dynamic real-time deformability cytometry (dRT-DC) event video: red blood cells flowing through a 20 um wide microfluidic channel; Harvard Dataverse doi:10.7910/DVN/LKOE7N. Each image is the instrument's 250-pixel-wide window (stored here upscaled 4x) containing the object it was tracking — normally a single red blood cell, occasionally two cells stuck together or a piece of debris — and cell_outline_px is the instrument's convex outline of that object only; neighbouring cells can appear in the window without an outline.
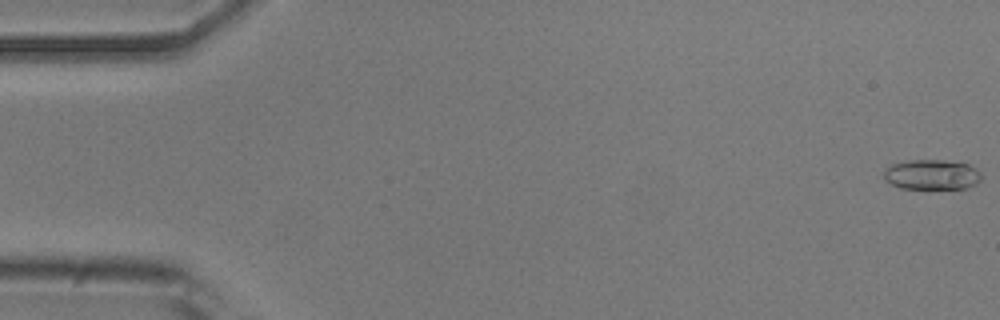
{"species": "common noctule bat (a hibernating species)", "species_latin": "Nyctalus noctula", "temperature_condition": "room temperature", "stored_images_in_passage": 54, "camera_frame_rate_fps": 3000, "um_per_image_px": 0.085, "animal": {"sex": "male", "body_mass_g": 20.5, "forearm_length_mm": 52.5}, "frame": {"image": 1, "passage_image": 1, "time_ms": 0.0, "image_size_px": [1000, 320], "cell_outline_px": [[980, 180], [976, 184], [968, 188], [900, 188], [884, 180], [884, 168], [892, 164], [912, 160], [944, 160], [968, 164], [976, 168], [980, 172]], "centroid_in_image_um": [79.19, 14.84], "position_along_channel_um": 5.8, "area_um2": 17.05}}
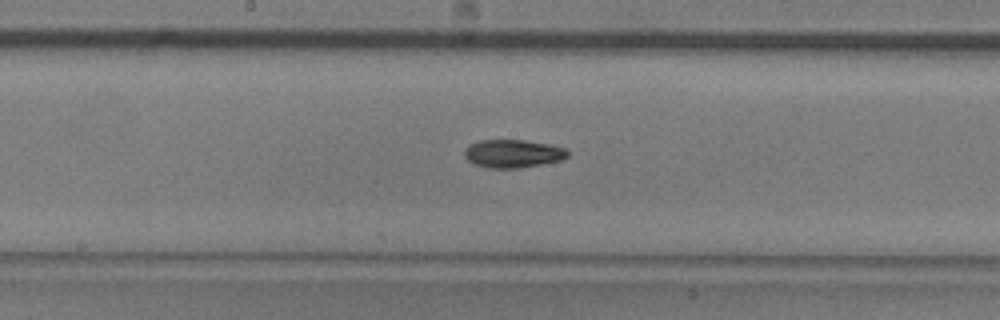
{"frame": {"image": 2, "passage_image": 28, "time_ms": 9.0, "image_size_px": [1000, 320], "cell_outline_px": [[568, 156], [560, 160], [540, 164], [516, 168], [488, 168], [476, 164], [468, 160], [464, 156], [464, 152], [468, 144], [480, 140], [524, 140], [548, 144], [568, 148]], "centroid_in_image_um": [43.59, 13.04], "position_along_channel_um": 204.6, "area_um2": 16.82}}
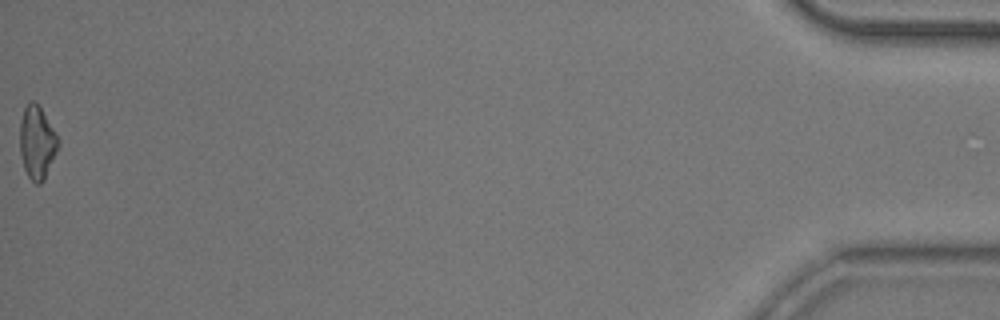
{"frame": {"image": 3, "passage_image": 54, "time_ms": 17.667, "image_size_px": [1000, 320], "cell_outline_px": [[60, 144], [44, 180], [40, 184], [36, 184], [28, 176], [24, 168], [20, 152], [20, 120], [24, 108], [32, 100], [40, 108], [60, 140]], "centroid_in_image_um": [3.15, 12.14], "position_along_channel_um": 432.1, "area_um2": 16.07}, "authors_computed_cell_mechanics": {"area_um2": 16.6464, "velocity_mm_per_s": 3.8012, "shape_relaxation_time_tau1_ms": 4.513, "shape_relaxation_time_tau2_ms": 10.4881, "deformation_change_tau1": 0.1251, "deformation_change_tau2": 0.1879}}